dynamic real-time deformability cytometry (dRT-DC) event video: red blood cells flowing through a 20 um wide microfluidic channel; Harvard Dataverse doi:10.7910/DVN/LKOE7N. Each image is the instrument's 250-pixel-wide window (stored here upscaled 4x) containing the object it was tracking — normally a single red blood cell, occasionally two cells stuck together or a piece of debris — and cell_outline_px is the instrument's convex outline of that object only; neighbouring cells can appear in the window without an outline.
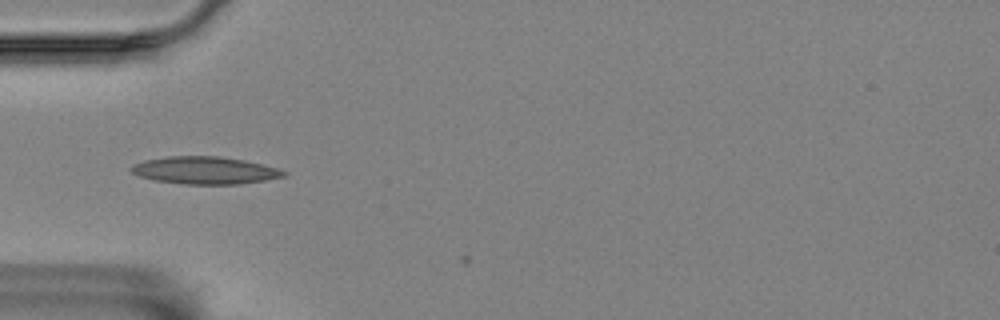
{"species": "Egyptian fruit bat (a non-hibernating species)", "species_latin": "Rousettus aegyptiacus", "temperature_condition": "room temperature", "stored_images_in_passage": 7, "camera_frame_rate_fps": 3000, "um_per_image_px": 0.085, "animal": {"sex": "female"}, "frame": {"image": 1, "passage_image": 6, "time_ms": 1.667, "image_size_px": [1000, 320], "cell_outline_px": [[288, 172], [284, 176], [264, 180], [236, 184], [184, 184], [152, 180], [140, 176], [132, 172], [128, 168], [132, 164], [144, 160], [168, 156], [220, 156], [244, 160], [276, 168]], "centroid_in_image_um": [17.35, 14.47], "position_along_channel_um": 67.7, "area_um2": 24.28}}